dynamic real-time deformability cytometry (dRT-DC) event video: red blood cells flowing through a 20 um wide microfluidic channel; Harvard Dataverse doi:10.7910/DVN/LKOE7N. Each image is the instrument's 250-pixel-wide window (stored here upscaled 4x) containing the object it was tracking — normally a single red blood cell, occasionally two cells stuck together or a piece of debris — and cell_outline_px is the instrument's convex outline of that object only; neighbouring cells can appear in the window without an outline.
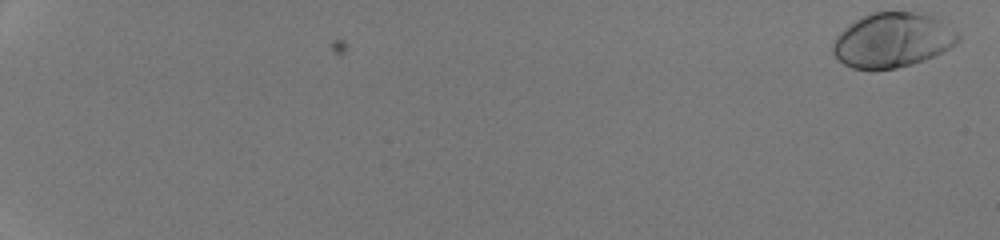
{"species": "human", "species_latin": "Homo sapiens", "temperature_condition": "room temperature", "stored_images_in_passage": 52, "camera_frame_rate_fps": 3000, "um_per_image_px": 0.085, "donor": {"sex": "male"}, "frame": {"image": 1, "passage_image": 1, "time_ms": 0.0, "image_size_px": [1000, 240], "cell_outline_px": [[960, 40], [948, 48], [924, 60], [912, 64], [896, 68], [852, 68], [844, 64], [832, 52], [832, 44], [836, 36], [844, 28], [856, 20], [872, 12], [912, 12], [932, 16], [940, 20], [956, 32], [960, 36]], "centroid_in_image_um": [75.84, 3.4], "position_along_channel_um": 9.2, "area_um2": 39.19}}
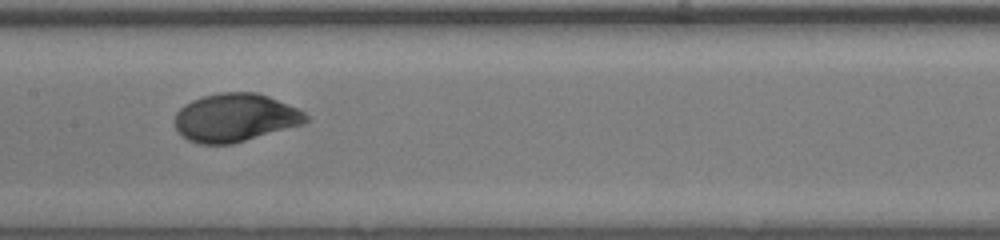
{"frame": {"image": 2, "passage_image": 31, "time_ms": 10.0, "image_size_px": [1000, 240], "cell_outline_px": [[308, 120], [304, 124], [232, 144], [200, 144], [188, 140], [176, 128], [176, 112], [184, 104], [192, 100], [204, 96], [220, 92], [256, 92], [268, 96], [296, 108], [304, 112], [308, 116]], "centroid_in_image_um": [19.99, 10.0], "position_along_channel_um": 187.4, "area_um2": 36.59}}
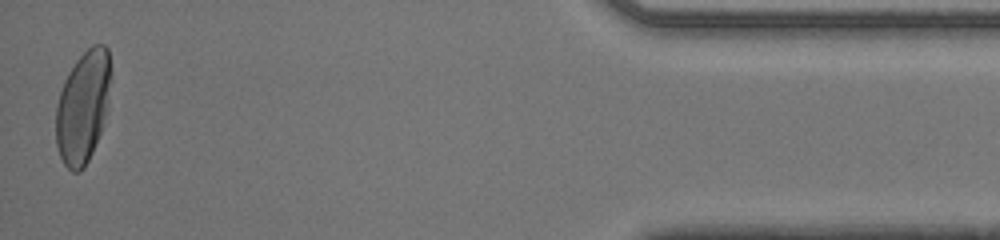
{"frame": {"image": 3, "passage_image": 52, "time_ms": 17.0, "image_size_px": [1000, 240], "cell_outline_px": [[112, 72], [108, 108], [100, 132], [92, 152], [84, 168], [80, 172], [72, 172], [64, 164], [60, 156], [56, 144], [56, 104], [64, 80], [68, 72], [76, 60], [92, 44], [104, 44], [108, 48]], "centroid_in_image_um": [7.07, 9.05], "position_along_channel_um": 428.1, "area_um2": 36.3}, "authors_computed_cell_mechanics": {"area_um2": 36.703, "velocity_mm_per_s": 4.288, "shape_relaxation_time_tau1_ms": 2.5144, "shape_relaxation_time_tau2_ms": null, "deformation_change_tau1": 0.1632, "deformation_change_tau2": null}}